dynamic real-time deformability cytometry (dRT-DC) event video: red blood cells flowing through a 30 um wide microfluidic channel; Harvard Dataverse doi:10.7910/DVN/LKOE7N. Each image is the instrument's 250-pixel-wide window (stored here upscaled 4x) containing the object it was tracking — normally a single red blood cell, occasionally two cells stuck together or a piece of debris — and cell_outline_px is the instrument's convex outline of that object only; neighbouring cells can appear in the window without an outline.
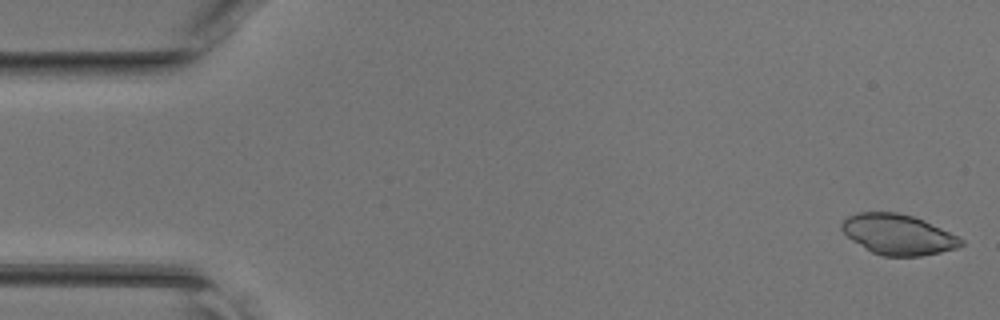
{"species": "common noctule bat (a hibernating species)", "species_latin": "Nyctalus noctula", "temperature_condition": "room temperature", "stored_images_in_passage": 45, "camera_frame_rate_fps": 3000, "um_per_image_px": 0.085, "animal": {"sex": "female", "body_mass_g": 17.0, "forearm_length_mm": 48.0}, "frame": {"image": 1, "passage_image": 1, "time_ms": 0.0, "image_size_px": [1000, 320], "cell_outline_px": [[964, 244], [956, 248], [940, 252], [920, 256], [884, 256], [872, 252], [852, 240], [840, 228], [840, 224], [848, 216], [856, 212], [896, 212], [912, 216], [924, 220], [964, 240]], "centroid_in_image_um": [76.31, 19.92], "position_along_channel_um": 8.7, "area_um2": 27.8}}
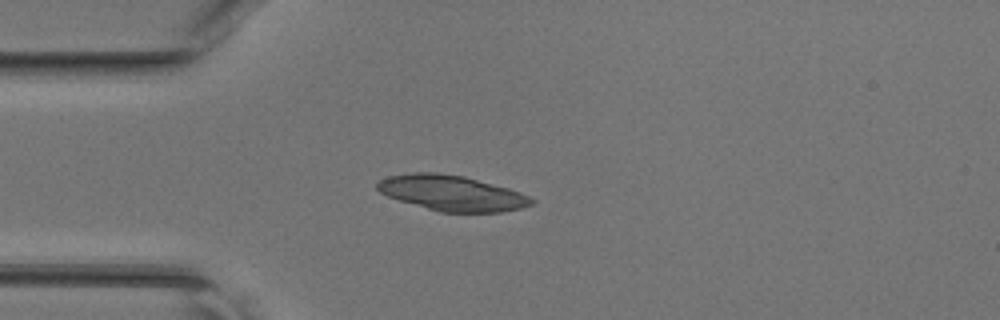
{"frame": {"image": 2, "passage_image": 12, "time_ms": 3.667, "image_size_px": [1000, 320], "cell_outline_px": [[536, 200], [532, 204], [520, 208], [500, 212], [440, 212], [400, 200], [388, 196], [380, 192], [376, 188], [376, 184], [380, 180], [388, 176], [412, 172], [436, 172], [464, 176], [508, 188], [520, 192]], "centroid_in_image_um": [38.4, 16.4], "position_along_channel_um": 46.6, "area_um2": 31.62}}
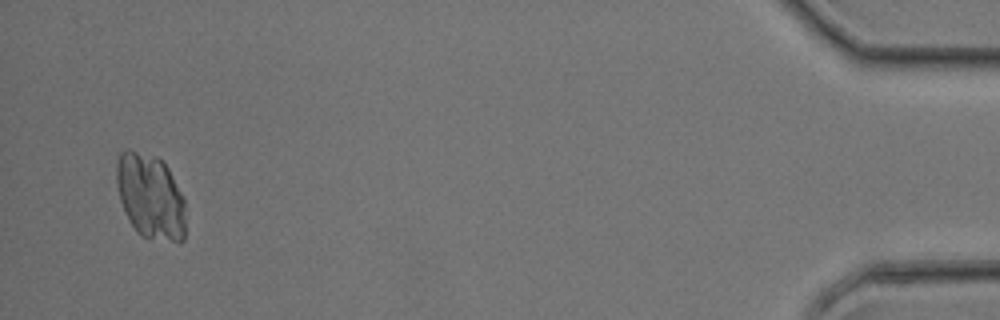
{"frame": {"image": 3, "passage_image": 44, "time_ms": 14.333, "image_size_px": [1000, 320], "cell_outline_px": [[184, 240], [172, 240], [140, 236], [136, 232], [128, 220], [124, 212], [120, 200], [116, 184], [116, 164], [120, 152], [124, 148], [128, 148], [156, 156], [168, 168], [184, 200]], "centroid_in_image_um": [12.73, 16.66], "position_along_channel_um": 422.5, "area_um2": 34.16}}